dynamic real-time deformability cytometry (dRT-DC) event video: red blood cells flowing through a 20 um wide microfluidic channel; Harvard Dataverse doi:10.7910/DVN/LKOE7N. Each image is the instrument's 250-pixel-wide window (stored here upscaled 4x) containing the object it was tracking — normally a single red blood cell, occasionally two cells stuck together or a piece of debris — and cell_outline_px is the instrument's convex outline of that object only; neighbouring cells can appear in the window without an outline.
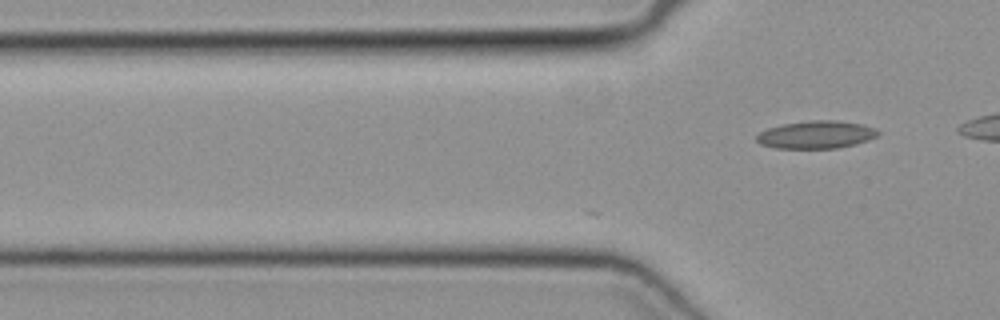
{"species": "common noctule bat (a hibernating species)", "species_latin": "Nyctalus noctula", "temperature_condition": "cold", "stored_images_in_passage": 9, "camera_frame_rate_fps": 3000, "um_per_image_px": 0.085, "animal": {"sex": "female", "body_mass_g": 19.3, "forearm_length_mm": 54.1}, "frame": {"image": 1, "passage_image": 9, "time_ms": 2.667, "image_size_px": [1000, 320], "cell_outline_px": [[880, 132], [876, 136], [868, 140], [856, 144], [836, 148], [776, 148], [760, 144], [756, 140], [756, 136], [760, 132], [768, 128], [784, 124], [812, 120], [836, 120], [864, 124], [876, 128]], "centroid_in_image_um": [69.4, 11.44], "position_along_channel_um": 56.4, "area_um2": 19.59}}